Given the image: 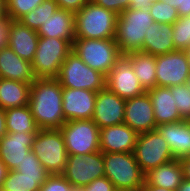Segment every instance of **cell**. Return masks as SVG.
Wrapping results in <instances>:
<instances>
[{"label":"cell","instance_id":"obj_5","mask_svg":"<svg viewBox=\"0 0 190 191\" xmlns=\"http://www.w3.org/2000/svg\"><path fill=\"white\" fill-rule=\"evenodd\" d=\"M72 51L85 64L105 76L122 55L114 39L75 38Z\"/></svg>","mask_w":190,"mask_h":191},{"label":"cell","instance_id":"obj_7","mask_svg":"<svg viewBox=\"0 0 190 191\" xmlns=\"http://www.w3.org/2000/svg\"><path fill=\"white\" fill-rule=\"evenodd\" d=\"M31 150L50 174H62L68 160L60 129H39Z\"/></svg>","mask_w":190,"mask_h":191},{"label":"cell","instance_id":"obj_48","mask_svg":"<svg viewBox=\"0 0 190 191\" xmlns=\"http://www.w3.org/2000/svg\"><path fill=\"white\" fill-rule=\"evenodd\" d=\"M0 18H8L6 11V0H0Z\"/></svg>","mask_w":190,"mask_h":191},{"label":"cell","instance_id":"obj_9","mask_svg":"<svg viewBox=\"0 0 190 191\" xmlns=\"http://www.w3.org/2000/svg\"><path fill=\"white\" fill-rule=\"evenodd\" d=\"M68 155L100 151V128L92 119L70 120L60 128Z\"/></svg>","mask_w":190,"mask_h":191},{"label":"cell","instance_id":"obj_36","mask_svg":"<svg viewBox=\"0 0 190 191\" xmlns=\"http://www.w3.org/2000/svg\"><path fill=\"white\" fill-rule=\"evenodd\" d=\"M73 188L62 174H50L39 191H72Z\"/></svg>","mask_w":190,"mask_h":191},{"label":"cell","instance_id":"obj_27","mask_svg":"<svg viewBox=\"0 0 190 191\" xmlns=\"http://www.w3.org/2000/svg\"><path fill=\"white\" fill-rule=\"evenodd\" d=\"M127 55L131 59L132 69L142 87L146 91L156 87L155 56L142 51L130 52Z\"/></svg>","mask_w":190,"mask_h":191},{"label":"cell","instance_id":"obj_10","mask_svg":"<svg viewBox=\"0 0 190 191\" xmlns=\"http://www.w3.org/2000/svg\"><path fill=\"white\" fill-rule=\"evenodd\" d=\"M133 154L144 174L174 159L169 145L156 130L138 134Z\"/></svg>","mask_w":190,"mask_h":191},{"label":"cell","instance_id":"obj_38","mask_svg":"<svg viewBox=\"0 0 190 191\" xmlns=\"http://www.w3.org/2000/svg\"><path fill=\"white\" fill-rule=\"evenodd\" d=\"M84 188L86 191H116L115 186L105 176L95 179Z\"/></svg>","mask_w":190,"mask_h":191},{"label":"cell","instance_id":"obj_21","mask_svg":"<svg viewBox=\"0 0 190 191\" xmlns=\"http://www.w3.org/2000/svg\"><path fill=\"white\" fill-rule=\"evenodd\" d=\"M0 78L29 84L36 79L32 63L20 58L8 46L0 49Z\"/></svg>","mask_w":190,"mask_h":191},{"label":"cell","instance_id":"obj_29","mask_svg":"<svg viewBox=\"0 0 190 191\" xmlns=\"http://www.w3.org/2000/svg\"><path fill=\"white\" fill-rule=\"evenodd\" d=\"M48 177L22 176L16 170H10L4 180L2 191H39Z\"/></svg>","mask_w":190,"mask_h":191},{"label":"cell","instance_id":"obj_14","mask_svg":"<svg viewBox=\"0 0 190 191\" xmlns=\"http://www.w3.org/2000/svg\"><path fill=\"white\" fill-rule=\"evenodd\" d=\"M125 101L107 87L97 92L92 120L100 129L124 123Z\"/></svg>","mask_w":190,"mask_h":191},{"label":"cell","instance_id":"obj_45","mask_svg":"<svg viewBox=\"0 0 190 191\" xmlns=\"http://www.w3.org/2000/svg\"><path fill=\"white\" fill-rule=\"evenodd\" d=\"M8 169L5 166L4 162L0 159V190L3 186L4 180L6 179Z\"/></svg>","mask_w":190,"mask_h":191},{"label":"cell","instance_id":"obj_43","mask_svg":"<svg viewBox=\"0 0 190 191\" xmlns=\"http://www.w3.org/2000/svg\"><path fill=\"white\" fill-rule=\"evenodd\" d=\"M183 169V179L190 181V156L179 159Z\"/></svg>","mask_w":190,"mask_h":191},{"label":"cell","instance_id":"obj_8","mask_svg":"<svg viewBox=\"0 0 190 191\" xmlns=\"http://www.w3.org/2000/svg\"><path fill=\"white\" fill-rule=\"evenodd\" d=\"M56 79L63 88L98 92L106 87V76L85 64L73 51L62 63Z\"/></svg>","mask_w":190,"mask_h":191},{"label":"cell","instance_id":"obj_28","mask_svg":"<svg viewBox=\"0 0 190 191\" xmlns=\"http://www.w3.org/2000/svg\"><path fill=\"white\" fill-rule=\"evenodd\" d=\"M7 133H37L38 127L29 105L5 109Z\"/></svg>","mask_w":190,"mask_h":191},{"label":"cell","instance_id":"obj_1","mask_svg":"<svg viewBox=\"0 0 190 191\" xmlns=\"http://www.w3.org/2000/svg\"><path fill=\"white\" fill-rule=\"evenodd\" d=\"M62 94L56 78H36L31 84L28 105L38 129H60L66 123Z\"/></svg>","mask_w":190,"mask_h":191},{"label":"cell","instance_id":"obj_33","mask_svg":"<svg viewBox=\"0 0 190 191\" xmlns=\"http://www.w3.org/2000/svg\"><path fill=\"white\" fill-rule=\"evenodd\" d=\"M15 170L22 173V176L48 177L50 175L32 150L25 156L24 160Z\"/></svg>","mask_w":190,"mask_h":191},{"label":"cell","instance_id":"obj_49","mask_svg":"<svg viewBox=\"0 0 190 191\" xmlns=\"http://www.w3.org/2000/svg\"><path fill=\"white\" fill-rule=\"evenodd\" d=\"M186 56H187V60H188V64L190 67V48L185 50Z\"/></svg>","mask_w":190,"mask_h":191},{"label":"cell","instance_id":"obj_40","mask_svg":"<svg viewBox=\"0 0 190 191\" xmlns=\"http://www.w3.org/2000/svg\"><path fill=\"white\" fill-rule=\"evenodd\" d=\"M177 9L179 17L190 16V0H159Z\"/></svg>","mask_w":190,"mask_h":191},{"label":"cell","instance_id":"obj_20","mask_svg":"<svg viewBox=\"0 0 190 191\" xmlns=\"http://www.w3.org/2000/svg\"><path fill=\"white\" fill-rule=\"evenodd\" d=\"M155 130L169 145L174 159L190 156V121L160 124Z\"/></svg>","mask_w":190,"mask_h":191},{"label":"cell","instance_id":"obj_37","mask_svg":"<svg viewBox=\"0 0 190 191\" xmlns=\"http://www.w3.org/2000/svg\"><path fill=\"white\" fill-rule=\"evenodd\" d=\"M93 4L104 7L120 15L129 8L130 0H90Z\"/></svg>","mask_w":190,"mask_h":191},{"label":"cell","instance_id":"obj_41","mask_svg":"<svg viewBox=\"0 0 190 191\" xmlns=\"http://www.w3.org/2000/svg\"><path fill=\"white\" fill-rule=\"evenodd\" d=\"M9 18H0V49L8 45Z\"/></svg>","mask_w":190,"mask_h":191},{"label":"cell","instance_id":"obj_23","mask_svg":"<svg viewBox=\"0 0 190 191\" xmlns=\"http://www.w3.org/2000/svg\"><path fill=\"white\" fill-rule=\"evenodd\" d=\"M144 35L142 52L159 56L176 50L173 44V28L171 24L154 22Z\"/></svg>","mask_w":190,"mask_h":191},{"label":"cell","instance_id":"obj_31","mask_svg":"<svg viewBox=\"0 0 190 191\" xmlns=\"http://www.w3.org/2000/svg\"><path fill=\"white\" fill-rule=\"evenodd\" d=\"M173 28V44L176 50L190 48V16L179 17L172 24Z\"/></svg>","mask_w":190,"mask_h":191},{"label":"cell","instance_id":"obj_12","mask_svg":"<svg viewBox=\"0 0 190 191\" xmlns=\"http://www.w3.org/2000/svg\"><path fill=\"white\" fill-rule=\"evenodd\" d=\"M106 87L124 100L146 92L135 76L131 59L127 54H122L106 75Z\"/></svg>","mask_w":190,"mask_h":191},{"label":"cell","instance_id":"obj_51","mask_svg":"<svg viewBox=\"0 0 190 191\" xmlns=\"http://www.w3.org/2000/svg\"><path fill=\"white\" fill-rule=\"evenodd\" d=\"M186 84H187L188 88L190 89V75L188 77V80H187Z\"/></svg>","mask_w":190,"mask_h":191},{"label":"cell","instance_id":"obj_46","mask_svg":"<svg viewBox=\"0 0 190 191\" xmlns=\"http://www.w3.org/2000/svg\"><path fill=\"white\" fill-rule=\"evenodd\" d=\"M140 191H170V190L155 185H150L146 181H144V184L142 185Z\"/></svg>","mask_w":190,"mask_h":191},{"label":"cell","instance_id":"obj_25","mask_svg":"<svg viewBox=\"0 0 190 191\" xmlns=\"http://www.w3.org/2000/svg\"><path fill=\"white\" fill-rule=\"evenodd\" d=\"M183 180V169L179 159H173L145 174V181L150 185L176 191Z\"/></svg>","mask_w":190,"mask_h":191},{"label":"cell","instance_id":"obj_11","mask_svg":"<svg viewBox=\"0 0 190 191\" xmlns=\"http://www.w3.org/2000/svg\"><path fill=\"white\" fill-rule=\"evenodd\" d=\"M62 175L73 187H84L105 176L103 152L84 155H68Z\"/></svg>","mask_w":190,"mask_h":191},{"label":"cell","instance_id":"obj_44","mask_svg":"<svg viewBox=\"0 0 190 191\" xmlns=\"http://www.w3.org/2000/svg\"><path fill=\"white\" fill-rule=\"evenodd\" d=\"M7 134L5 110L0 108V139Z\"/></svg>","mask_w":190,"mask_h":191},{"label":"cell","instance_id":"obj_3","mask_svg":"<svg viewBox=\"0 0 190 191\" xmlns=\"http://www.w3.org/2000/svg\"><path fill=\"white\" fill-rule=\"evenodd\" d=\"M154 23L148 9H126L118 15L114 40L122 54L142 51L146 30Z\"/></svg>","mask_w":190,"mask_h":191},{"label":"cell","instance_id":"obj_34","mask_svg":"<svg viewBox=\"0 0 190 191\" xmlns=\"http://www.w3.org/2000/svg\"><path fill=\"white\" fill-rule=\"evenodd\" d=\"M43 1L44 0H6L7 17L10 20H19Z\"/></svg>","mask_w":190,"mask_h":191},{"label":"cell","instance_id":"obj_30","mask_svg":"<svg viewBox=\"0 0 190 191\" xmlns=\"http://www.w3.org/2000/svg\"><path fill=\"white\" fill-rule=\"evenodd\" d=\"M57 9L58 6L55 0H44L40 5L21 17L18 21L32 30L38 31L43 22L52 16Z\"/></svg>","mask_w":190,"mask_h":191},{"label":"cell","instance_id":"obj_47","mask_svg":"<svg viewBox=\"0 0 190 191\" xmlns=\"http://www.w3.org/2000/svg\"><path fill=\"white\" fill-rule=\"evenodd\" d=\"M176 191H190V181L183 179Z\"/></svg>","mask_w":190,"mask_h":191},{"label":"cell","instance_id":"obj_42","mask_svg":"<svg viewBox=\"0 0 190 191\" xmlns=\"http://www.w3.org/2000/svg\"><path fill=\"white\" fill-rule=\"evenodd\" d=\"M156 0H130L128 9H148Z\"/></svg>","mask_w":190,"mask_h":191},{"label":"cell","instance_id":"obj_18","mask_svg":"<svg viewBox=\"0 0 190 191\" xmlns=\"http://www.w3.org/2000/svg\"><path fill=\"white\" fill-rule=\"evenodd\" d=\"M137 137L138 133L125 123L102 128L99 136L100 151L133 152Z\"/></svg>","mask_w":190,"mask_h":191},{"label":"cell","instance_id":"obj_17","mask_svg":"<svg viewBox=\"0 0 190 191\" xmlns=\"http://www.w3.org/2000/svg\"><path fill=\"white\" fill-rule=\"evenodd\" d=\"M37 133H7L0 139V159L7 169L15 170L31 151Z\"/></svg>","mask_w":190,"mask_h":191},{"label":"cell","instance_id":"obj_39","mask_svg":"<svg viewBox=\"0 0 190 191\" xmlns=\"http://www.w3.org/2000/svg\"><path fill=\"white\" fill-rule=\"evenodd\" d=\"M55 1L59 9L76 13L83 6H85L90 0H55Z\"/></svg>","mask_w":190,"mask_h":191},{"label":"cell","instance_id":"obj_50","mask_svg":"<svg viewBox=\"0 0 190 191\" xmlns=\"http://www.w3.org/2000/svg\"><path fill=\"white\" fill-rule=\"evenodd\" d=\"M72 191H86L84 187H74Z\"/></svg>","mask_w":190,"mask_h":191},{"label":"cell","instance_id":"obj_32","mask_svg":"<svg viewBox=\"0 0 190 191\" xmlns=\"http://www.w3.org/2000/svg\"><path fill=\"white\" fill-rule=\"evenodd\" d=\"M149 12L156 23L173 24L178 20L179 15L177 9L167 4L156 0L149 8Z\"/></svg>","mask_w":190,"mask_h":191},{"label":"cell","instance_id":"obj_4","mask_svg":"<svg viewBox=\"0 0 190 191\" xmlns=\"http://www.w3.org/2000/svg\"><path fill=\"white\" fill-rule=\"evenodd\" d=\"M104 171L116 190L140 191L145 174L137 164L133 152H103Z\"/></svg>","mask_w":190,"mask_h":191},{"label":"cell","instance_id":"obj_19","mask_svg":"<svg viewBox=\"0 0 190 191\" xmlns=\"http://www.w3.org/2000/svg\"><path fill=\"white\" fill-rule=\"evenodd\" d=\"M39 35L37 31L11 20L8 26V47L20 58L32 62L37 50Z\"/></svg>","mask_w":190,"mask_h":191},{"label":"cell","instance_id":"obj_22","mask_svg":"<svg viewBox=\"0 0 190 191\" xmlns=\"http://www.w3.org/2000/svg\"><path fill=\"white\" fill-rule=\"evenodd\" d=\"M147 92L152 100L156 125L183 120L169 87L156 86Z\"/></svg>","mask_w":190,"mask_h":191},{"label":"cell","instance_id":"obj_15","mask_svg":"<svg viewBox=\"0 0 190 191\" xmlns=\"http://www.w3.org/2000/svg\"><path fill=\"white\" fill-rule=\"evenodd\" d=\"M124 123L138 134L155 130L153 104L147 91L125 101Z\"/></svg>","mask_w":190,"mask_h":191},{"label":"cell","instance_id":"obj_16","mask_svg":"<svg viewBox=\"0 0 190 191\" xmlns=\"http://www.w3.org/2000/svg\"><path fill=\"white\" fill-rule=\"evenodd\" d=\"M97 92L63 88L62 109L66 121L92 119Z\"/></svg>","mask_w":190,"mask_h":191},{"label":"cell","instance_id":"obj_26","mask_svg":"<svg viewBox=\"0 0 190 191\" xmlns=\"http://www.w3.org/2000/svg\"><path fill=\"white\" fill-rule=\"evenodd\" d=\"M29 83L0 78V108L23 107L29 104Z\"/></svg>","mask_w":190,"mask_h":191},{"label":"cell","instance_id":"obj_6","mask_svg":"<svg viewBox=\"0 0 190 191\" xmlns=\"http://www.w3.org/2000/svg\"><path fill=\"white\" fill-rule=\"evenodd\" d=\"M74 40L40 37L32 63L36 78H56L66 57L72 52Z\"/></svg>","mask_w":190,"mask_h":191},{"label":"cell","instance_id":"obj_24","mask_svg":"<svg viewBox=\"0 0 190 191\" xmlns=\"http://www.w3.org/2000/svg\"><path fill=\"white\" fill-rule=\"evenodd\" d=\"M74 14L71 11L57 9L41 27L37 34L40 37L61 38L64 40L75 39Z\"/></svg>","mask_w":190,"mask_h":191},{"label":"cell","instance_id":"obj_35","mask_svg":"<svg viewBox=\"0 0 190 191\" xmlns=\"http://www.w3.org/2000/svg\"><path fill=\"white\" fill-rule=\"evenodd\" d=\"M169 88L174 96L181 118L190 121V89L187 84L175 85Z\"/></svg>","mask_w":190,"mask_h":191},{"label":"cell","instance_id":"obj_2","mask_svg":"<svg viewBox=\"0 0 190 191\" xmlns=\"http://www.w3.org/2000/svg\"><path fill=\"white\" fill-rule=\"evenodd\" d=\"M118 15L89 1L74 14L75 38L114 39Z\"/></svg>","mask_w":190,"mask_h":191},{"label":"cell","instance_id":"obj_13","mask_svg":"<svg viewBox=\"0 0 190 191\" xmlns=\"http://www.w3.org/2000/svg\"><path fill=\"white\" fill-rule=\"evenodd\" d=\"M156 86L171 87L185 84L190 75L187 56L183 50H175L155 56Z\"/></svg>","mask_w":190,"mask_h":191}]
</instances>
